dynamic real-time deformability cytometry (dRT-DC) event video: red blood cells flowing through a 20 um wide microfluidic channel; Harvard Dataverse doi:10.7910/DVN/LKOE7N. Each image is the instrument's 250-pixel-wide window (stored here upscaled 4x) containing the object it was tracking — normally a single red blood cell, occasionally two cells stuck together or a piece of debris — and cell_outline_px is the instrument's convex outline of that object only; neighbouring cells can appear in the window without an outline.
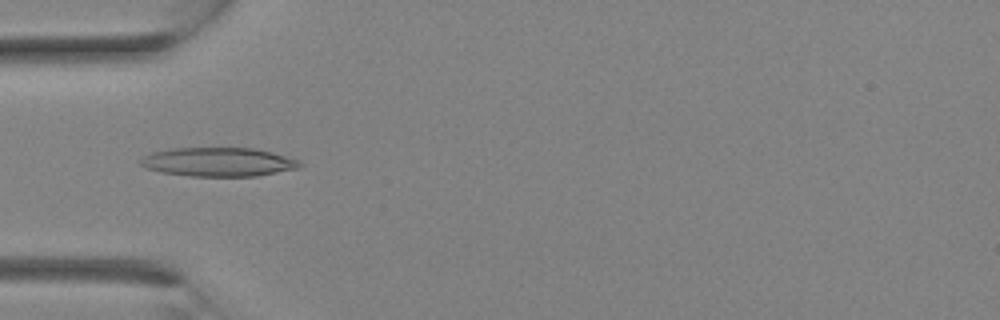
{"species": "Egyptian fruit bat (a non-hibernating species)", "species_latin": "Rousettus aegyptiacus", "temperature_condition": "room temperature", "stored_images_in_passage": 22, "camera_frame_rate_fps": 3000, "um_per_image_px": 0.085, "animal": {"sex": "female"}, "frame": {"image": 1, "passage_image": 3, "time_ms": 0.667, "image_size_px": [1000, 320], "cell_outline_px": [[304, 164], [300, 168], [256, 176], [188, 176], [160, 172], [148, 168], [140, 164], [140, 160], [144, 156], [152, 152], [176, 148], [252, 148], [272, 152], [296, 160]], "centroid_in_image_um": [18.57, 13.77], "position_along_channel_um": 66.4, "area_um2": 26.65}}
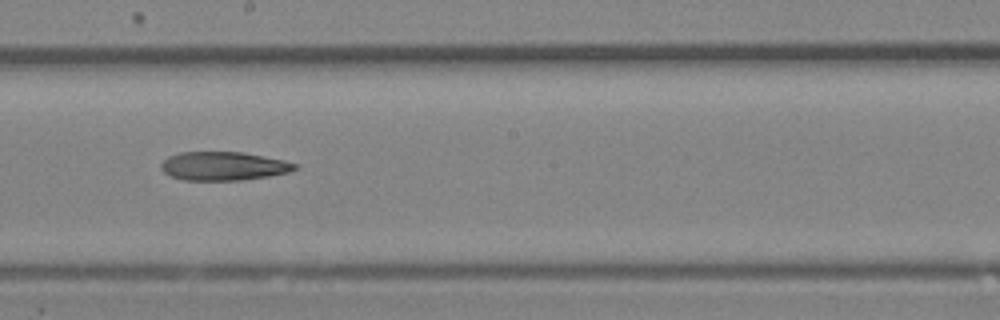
{"frame": {"image": 2, "passage_image": 10, "time_ms": 3.0, "image_size_px": [1000, 320], "cell_outline_px": [[300, 168], [288, 172], [268, 176], [240, 180], [184, 180], [168, 176], [160, 168], [160, 164], [168, 156], [180, 152], [244, 152], [284, 160], [300, 164]], "centroid_in_image_um": [19.01, 14.11], "position_along_channel_um": 229.2, "area_um2": 22.54}}
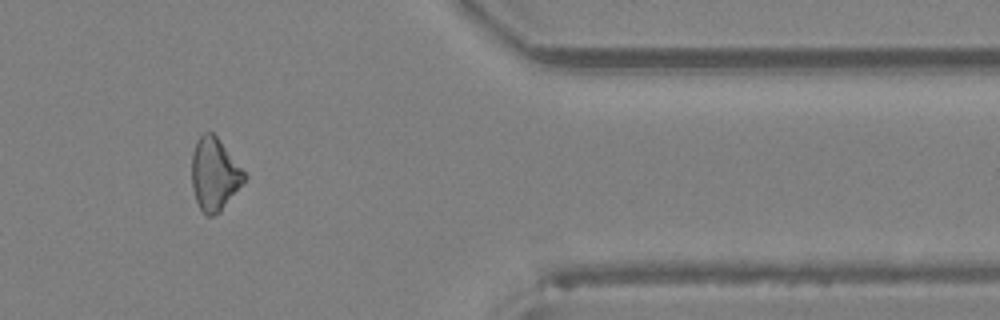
{"frame": {"image": 3, "passage_image": 18, "time_ms": 5.667, "image_size_px": [1000, 320], "cell_outline_px": [[248, 176], [220, 212], [212, 216], [208, 216], [200, 208], [196, 200], [192, 188], [192, 152], [196, 140], [204, 132], [212, 132], [216, 136]], "centroid_in_image_um": [18.21, 14.8], "position_along_channel_um": 393.2, "area_um2": 21.96}}